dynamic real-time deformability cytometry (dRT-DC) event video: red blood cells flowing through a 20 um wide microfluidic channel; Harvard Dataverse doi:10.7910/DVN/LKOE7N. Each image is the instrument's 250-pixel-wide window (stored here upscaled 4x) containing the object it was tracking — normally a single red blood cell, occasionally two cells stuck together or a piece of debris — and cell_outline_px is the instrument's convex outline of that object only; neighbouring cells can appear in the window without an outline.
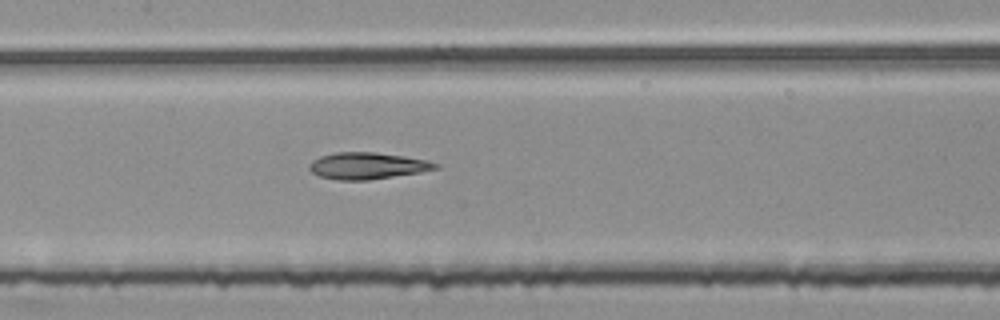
{"species": "common noctule bat (a hibernating species)", "species_latin": "Nyctalus noctula", "temperature_condition": "room temperature", "stored_images_in_passage": 54, "segment_of_instrument_passage": [2, 2], "camera_frame_rate_fps": 3000, "um_per_image_px": 0.085, "animal": {"sex": "female", "body_mass_g": 25.1}, "frame": {"image": 1, "passage_image": 26, "time_ms": 8.333, "image_size_px": [1000, 320], "cell_outline_px": [[440, 168], [420, 172], [368, 180], [336, 180], [320, 176], [312, 172], [308, 168], [308, 164], [312, 160], [320, 156], [336, 152], [376, 152], [404, 156], [428, 160], [440, 164]], "centroid_in_image_um": [31.23, 14.09], "position_along_channel_um": 176.2, "area_um2": 19.71}}
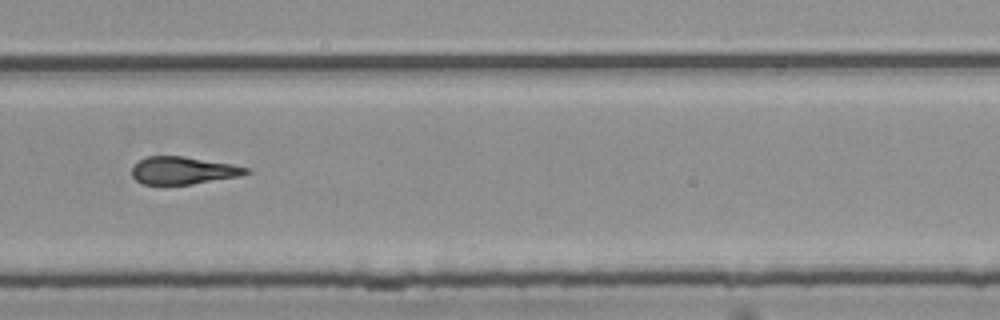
{"frame": {"image": 2, "passage_image": 37, "time_ms": 12.0, "image_size_px": [1000, 320], "cell_outline_px": [[252, 172], [236, 176], [192, 184], [140, 184], [132, 176], [132, 168], [140, 160], [148, 156], [184, 156], [232, 164], [252, 168]], "centroid_in_image_um": [15.58, 14.48], "position_along_channel_um": 314.2, "area_um2": 18.21}}
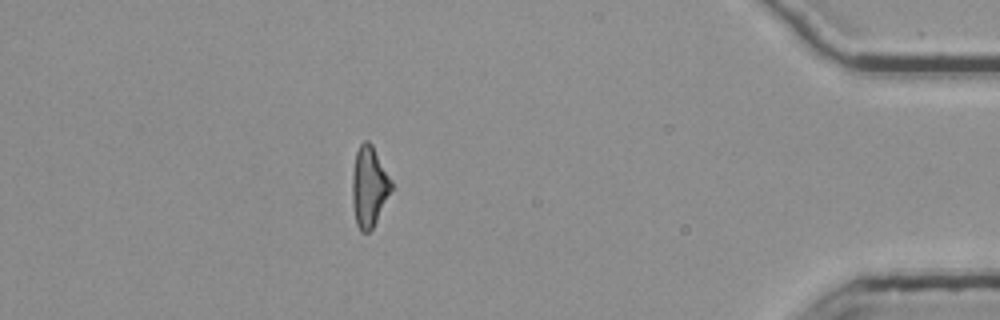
{"frame": {"image": 3, "passage_image": 48, "time_ms": 15.667, "image_size_px": [1000, 320], "cell_outline_px": [[396, 188], [372, 228], [368, 232], [360, 232], [356, 224], [352, 204], [352, 176], [356, 152], [360, 144], [364, 140], [368, 140], [372, 144], [392, 180]], "centroid_in_image_um": [31.41, 15.88], "position_along_channel_um": 403.8, "area_um2": 18.9}}